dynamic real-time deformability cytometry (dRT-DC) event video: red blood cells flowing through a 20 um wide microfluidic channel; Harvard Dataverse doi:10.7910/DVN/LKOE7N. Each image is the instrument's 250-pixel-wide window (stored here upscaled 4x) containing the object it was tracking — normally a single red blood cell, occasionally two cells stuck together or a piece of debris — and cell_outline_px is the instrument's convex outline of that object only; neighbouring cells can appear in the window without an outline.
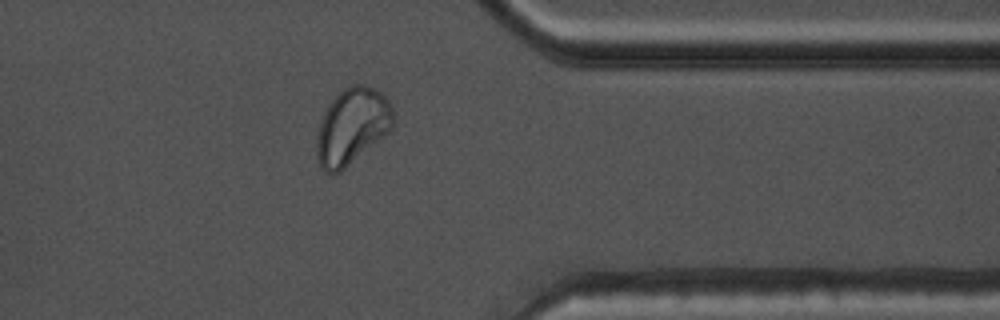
{"species": "common noctule bat (a hibernating species)", "species_latin": "Nyctalus noctula", "temperature_condition": "warm", "stored_images_in_passage": 40, "camera_frame_rate_fps": 3000, "um_per_image_px": 0.085, "animal": {"sex": "male", "body_mass_g": 17.5, "forearm_length_mm": 52.3}, "frame": {"image": 1, "passage_image": 29, "time_ms": 9.333, "image_size_px": [1000, 320], "cell_outline_px": [[396, 120], [392, 128], [384, 136], [340, 172], [324, 172], [316, 156], [316, 136], [324, 112], [328, 104], [344, 88], [352, 84], [364, 84], [380, 92], [392, 104]], "centroid_in_image_um": [29.94, 10.72], "position_along_channel_um": 381.5, "area_um2": 33.99}}
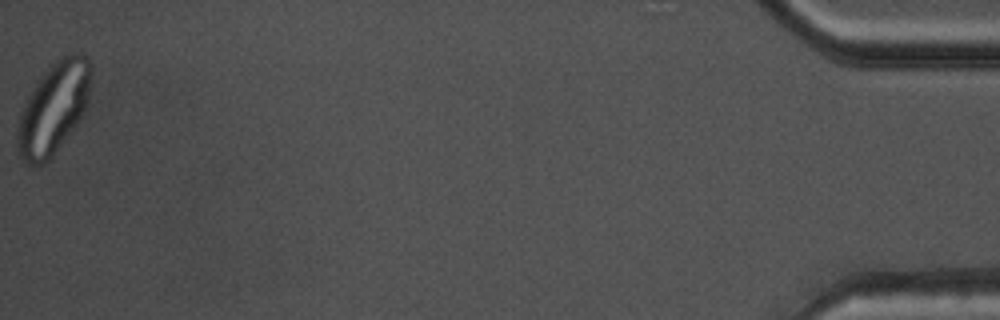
{"frame": {"image": 2, "passage_image": 40, "time_ms": 13.0, "image_size_px": [1000, 320], "cell_outline_px": [[92, 76], [88, 104], [84, 112], [76, 124], [52, 156], [44, 164], [24, 164], [20, 160], [16, 148], [16, 128], [20, 112], [24, 100], [36, 80], [56, 60], [68, 52], [80, 52], [88, 56], [92, 64]], "centroid_in_image_um": [4.54, 9.15], "position_along_channel_um": 430.7, "area_um2": 40.23}}